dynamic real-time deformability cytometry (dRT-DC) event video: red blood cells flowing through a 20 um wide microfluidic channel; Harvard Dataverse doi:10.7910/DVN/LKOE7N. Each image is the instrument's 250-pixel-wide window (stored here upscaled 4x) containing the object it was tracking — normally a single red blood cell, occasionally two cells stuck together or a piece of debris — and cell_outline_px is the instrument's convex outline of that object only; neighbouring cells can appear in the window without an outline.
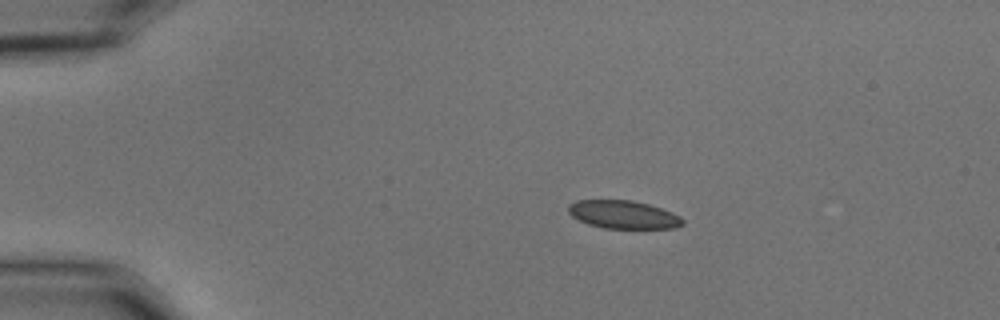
{"species": "common noctule bat (a hibernating species)", "species_latin": "Nyctalus noctula", "temperature_condition": "cold", "stored_images_in_passage": 12, "camera_frame_rate_fps": 3000, "um_per_image_px": 0.085, "animal": {"sex": "male", "body_mass_g": 15.6}, "frame": {"image": 1, "passage_image": 1, "time_ms": 0.0, "image_size_px": [1000, 320], "cell_outline_px": [[684, 224], [676, 228], [604, 228], [588, 224], [572, 216], [568, 212], [568, 204], [576, 200], [632, 200], [648, 204], [672, 212], [680, 216], [684, 220]], "centroid_in_image_um": [52.99, 18.23], "position_along_channel_um": 32.0, "area_um2": 18.73}}
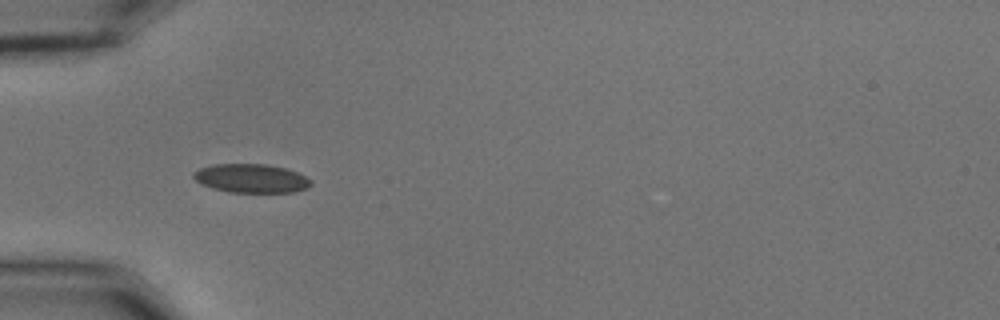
{"frame": {"image": 2, "passage_image": 8, "time_ms": 2.333, "image_size_px": [1000, 320], "cell_outline_px": [[312, 184], [308, 188], [292, 192], [228, 192], [212, 188], [200, 184], [192, 176], [192, 172], [200, 168], [212, 164], [264, 164], [284, 168], [296, 172], [312, 180]], "centroid_in_image_um": [21.32, 15.16], "position_along_channel_um": 63.7, "area_um2": 19.71}}